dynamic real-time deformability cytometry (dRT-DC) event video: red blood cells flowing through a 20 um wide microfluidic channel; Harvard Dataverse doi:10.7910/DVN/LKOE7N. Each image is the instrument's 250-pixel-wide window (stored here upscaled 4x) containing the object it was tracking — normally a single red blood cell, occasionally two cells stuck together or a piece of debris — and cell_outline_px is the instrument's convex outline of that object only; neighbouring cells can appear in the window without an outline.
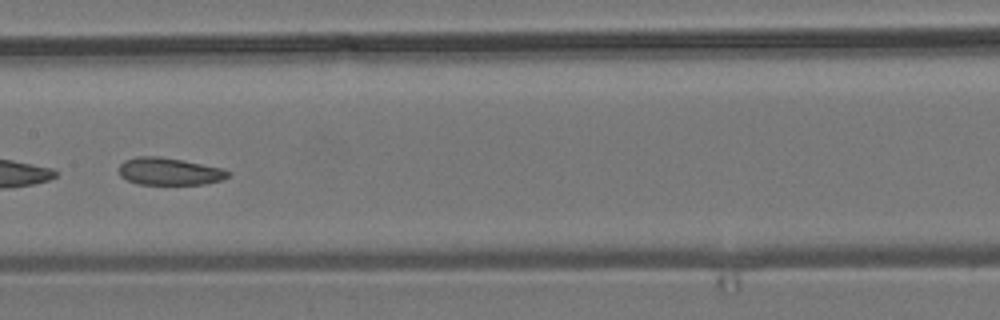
{"species": "common noctule bat (a hibernating species)", "species_latin": "Nyctalus noctula", "temperature_condition": "room temperature", "stored_images_in_passage": 9, "camera_frame_rate_fps": 3000, "um_per_image_px": 0.085, "animal": {"sex": "male", "body_mass_g": 19.2, "forearm_length_mm": 51.8}, "frame": {"image": 1, "passage_image": 7, "time_ms": 2.0, "image_size_px": [1000, 320], "cell_outline_px": [[232, 172], [228, 176], [220, 180], [204, 184], [136, 184], [120, 176], [120, 164], [124, 160], [136, 156], [160, 156], [184, 160], [224, 168]], "centroid_in_image_um": [14.4, 14.56], "position_along_channel_um": 193.0, "area_um2": 17.51}}
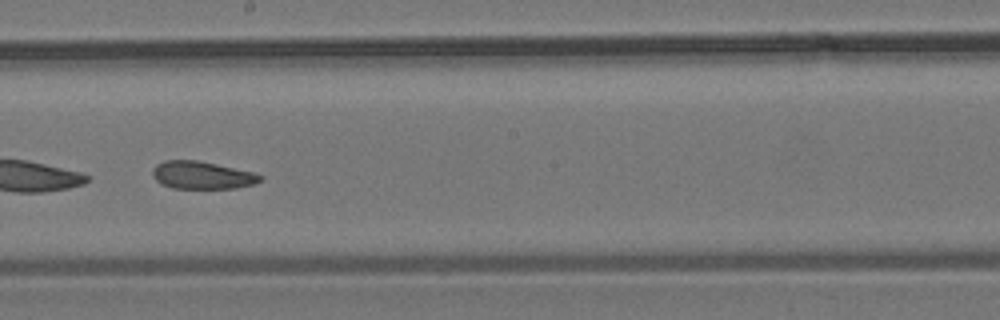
{"frame": {"image": 2, "passage_image": 8, "time_ms": 2.333, "image_size_px": [1000, 320], "cell_outline_px": [[264, 176], [256, 184], [236, 188], [172, 188], [160, 184], [152, 176], [152, 168], [156, 164], [164, 160], [196, 160], [256, 172]], "centroid_in_image_um": [17.18, 14.89], "position_along_channel_um": 231.0, "area_um2": 17.57}}
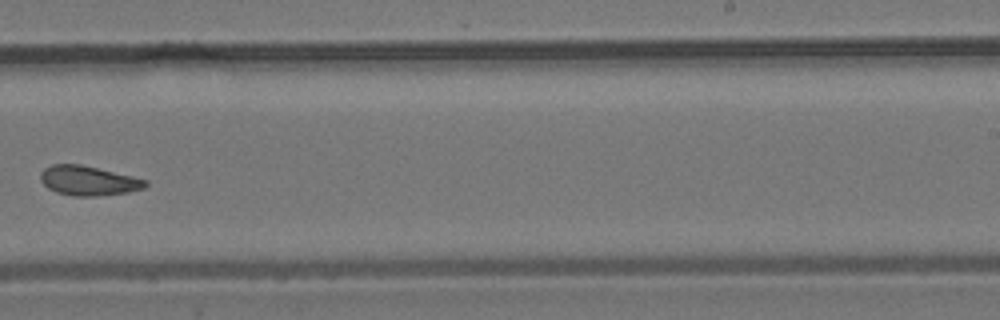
{"frame": {"image": 3, "passage_image": 9, "time_ms": 2.667, "image_size_px": [1000, 320], "cell_outline_px": [[148, 184], [144, 188], [128, 192], [96, 196], [76, 196], [56, 192], [48, 188], [40, 180], [40, 172], [44, 168], [52, 164], [80, 164], [132, 176], [148, 180]], "centroid_in_image_um": [7.5, 15.35], "position_along_channel_um": 281.5, "area_um2": 18.03}}